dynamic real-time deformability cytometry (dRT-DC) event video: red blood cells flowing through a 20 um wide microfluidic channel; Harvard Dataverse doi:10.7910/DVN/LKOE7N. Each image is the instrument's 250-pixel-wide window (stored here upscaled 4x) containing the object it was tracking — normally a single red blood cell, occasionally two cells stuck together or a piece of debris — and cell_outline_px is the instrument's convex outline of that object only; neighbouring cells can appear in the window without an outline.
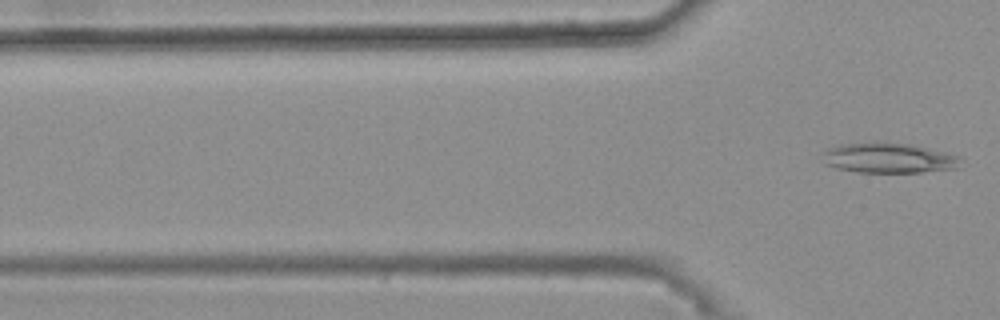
{"species": "common noctule bat (a hibernating species)", "species_latin": "Nyctalus noctula", "temperature_condition": "warm", "stored_images_in_passage": 19, "camera_frame_rate_fps": 3000, "um_per_image_px": 0.085, "animal": {"sex": "female", "body_mass_g": 25.1}, "frame": {"image": 1, "passage_image": 19, "time_ms": 6.0, "image_size_px": [1000, 320], "cell_outline_px": [[960, 168], [920, 172], [860, 172], [836, 168], [824, 164], [820, 152], [840, 144], [908, 144], [956, 156], [960, 160]], "centroid_in_image_um": [75.46, 13.47], "position_along_channel_um": 50.3, "area_um2": 23.41}}